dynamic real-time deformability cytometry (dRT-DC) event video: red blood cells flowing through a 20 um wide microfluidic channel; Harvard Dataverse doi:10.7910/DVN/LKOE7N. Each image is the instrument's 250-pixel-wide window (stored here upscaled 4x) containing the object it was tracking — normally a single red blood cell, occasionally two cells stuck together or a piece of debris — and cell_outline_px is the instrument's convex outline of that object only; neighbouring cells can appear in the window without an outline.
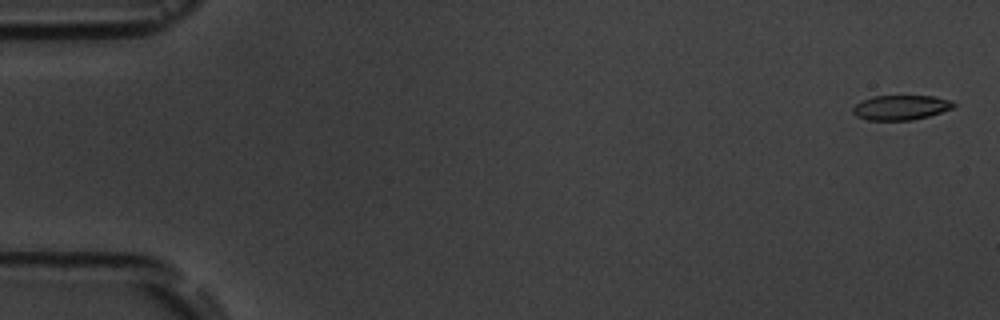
{"species": "common noctule bat (a hibernating species)", "species_latin": "Nyctalus noctula", "temperature_condition": "room temperature", "stored_images_in_passage": 15, "camera_frame_rate_fps": 3000, "um_per_image_px": 0.085, "animal": {"sex": "male", "body_mass_g": 19.5, "forearm_length_mm": 54.6}, "frame": {"image": 1, "passage_image": 1, "time_ms": 0.0, "image_size_px": [1000, 320], "cell_outline_px": [[956, 104], [952, 108], [928, 116], [912, 120], [868, 120], [856, 116], [852, 112], [852, 108], [860, 100], [872, 96], [932, 96], [952, 100]], "centroid_in_image_um": [76.54, 9.13], "position_along_channel_um": 8.5, "area_um2": 14.57}}
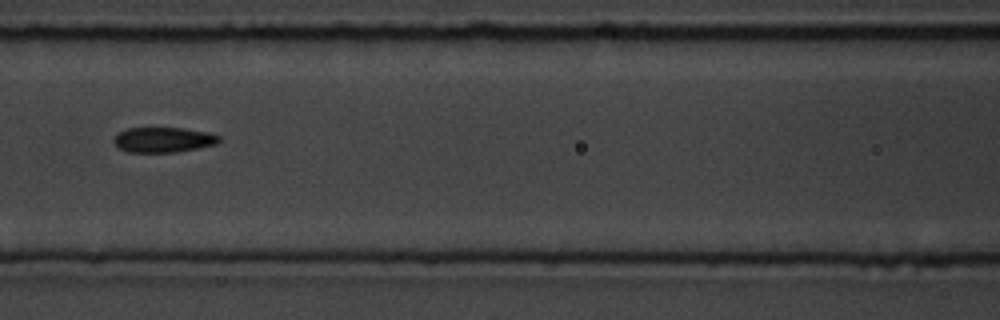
{"frame": {"image": 2, "passage_image": 7, "time_ms": 8.0, "image_size_px": [1000, 320], "cell_outline_px": [[220, 140], [216, 144], [176, 152], [128, 152], [116, 148], [112, 140], [120, 132], [128, 128], [184, 128], [208, 132], [220, 136]], "centroid_in_image_um": [13.86, 11.88], "position_along_channel_um": 152.7, "area_um2": 15.43}}
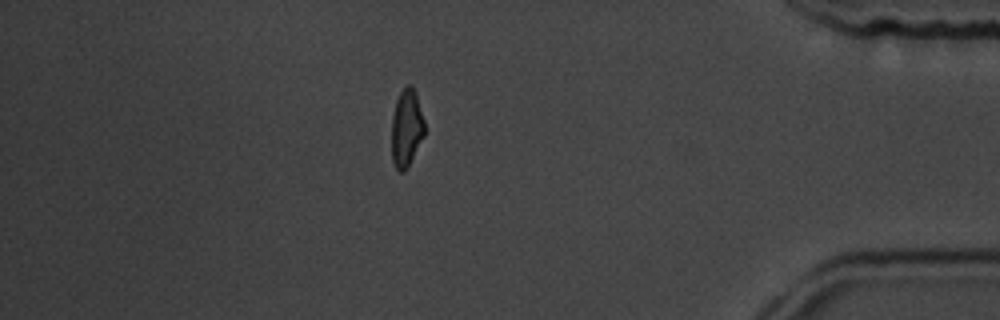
{"frame": {"image": 3, "passage_image": 14, "time_ms": 16.0, "image_size_px": [1000, 320], "cell_outline_px": [[424, 136], [404, 172], [400, 172], [396, 168], [392, 160], [392, 116], [396, 100], [400, 92], [408, 84], [412, 84], [416, 92], [424, 120]], "centroid_in_image_um": [34.55, 10.85], "position_along_channel_um": 400.7, "area_um2": 14.8}, "authors_computed_cell_mechanics": {"area_um2": 15.4326, "velocity_mm_per_s": 3.5971, "shape_relaxation_time_tau1_ms": 3.2528, "shape_relaxation_time_tau2_ms": null, "deformation_change_tau1": 0.1042, "deformation_change_tau2": null}}